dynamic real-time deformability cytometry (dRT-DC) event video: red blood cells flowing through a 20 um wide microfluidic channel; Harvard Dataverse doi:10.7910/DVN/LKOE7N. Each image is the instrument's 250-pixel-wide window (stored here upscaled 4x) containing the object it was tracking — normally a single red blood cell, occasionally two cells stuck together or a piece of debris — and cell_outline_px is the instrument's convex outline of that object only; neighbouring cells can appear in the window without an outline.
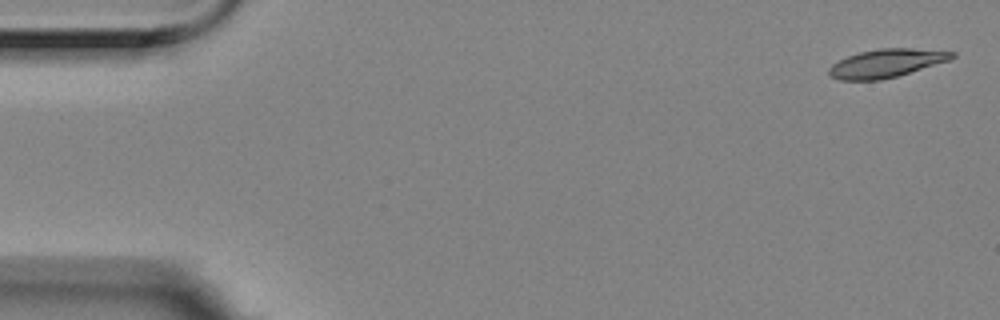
{"species": "Egyptian fruit bat (a non-hibernating species)", "species_latin": "Rousettus aegyptiacus", "temperature_condition": "room temperature", "stored_images_in_passage": 5, "camera_frame_rate_fps": 3000, "um_per_image_px": 0.085, "animal": {"sex": "female"}, "frame": {"image": 1, "passage_image": 1, "time_ms": 0.0, "image_size_px": [1000, 320], "cell_outline_px": [[956, 56], [952, 60], [896, 76], [880, 80], [840, 80], [828, 76], [828, 68], [832, 64], [848, 56], [860, 52], [880, 48], [912, 48], [956, 52]], "centroid_in_image_um": [75.35, 5.37], "position_along_channel_um": 9.7, "area_um2": 20.35}}
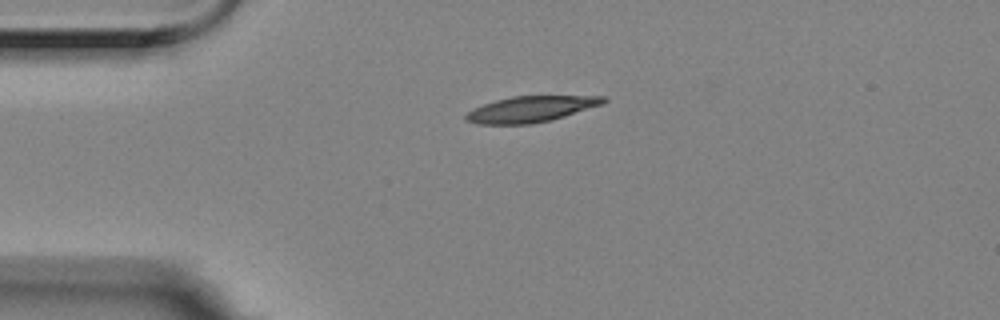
{"frame": {"image": 2, "passage_image": 4, "time_ms": 1.0, "image_size_px": [1000, 320], "cell_outline_px": [[608, 100], [604, 104], [552, 120], [532, 124], [476, 124], [464, 120], [464, 116], [472, 108], [496, 100], [512, 96], [608, 96]], "centroid_in_image_um": [45.14, 9.28], "position_along_channel_um": 39.9, "area_um2": 20.98}}